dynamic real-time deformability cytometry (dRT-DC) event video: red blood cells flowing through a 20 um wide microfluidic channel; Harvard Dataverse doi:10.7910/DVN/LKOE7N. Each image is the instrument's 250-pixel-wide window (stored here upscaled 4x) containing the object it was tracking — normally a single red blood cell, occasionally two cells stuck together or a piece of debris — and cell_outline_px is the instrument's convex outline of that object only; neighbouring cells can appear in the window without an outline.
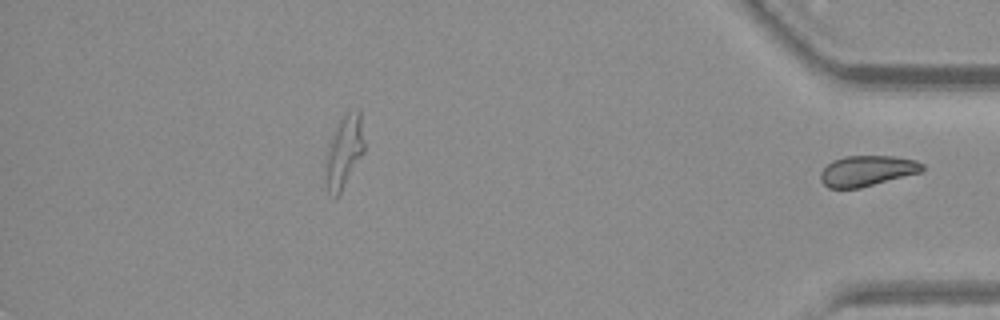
{"species": "common noctule bat (a hibernating species)", "species_latin": "Nyctalus noctula", "temperature_condition": "warm", "stored_images_in_passage": 41, "segment_of_instrument_passage": [2, 2], "camera_frame_rate_fps": 3000, "um_per_image_px": 0.085, "animal": {"sex": "female", "body_mass_g": 19.3, "forearm_length_mm": 54.1}, "frame": {"image": 1, "passage_image": 41, "time_ms": 13.333, "image_size_px": [1000, 320], "cell_outline_px": [[924, 168], [920, 172], [860, 188], [828, 188], [820, 180], [820, 172], [832, 160], [844, 156], [892, 156], [916, 160], [924, 164]], "centroid_in_image_um": [73.68, 14.51], "position_along_channel_um": 361.5, "area_um2": 18.09}}